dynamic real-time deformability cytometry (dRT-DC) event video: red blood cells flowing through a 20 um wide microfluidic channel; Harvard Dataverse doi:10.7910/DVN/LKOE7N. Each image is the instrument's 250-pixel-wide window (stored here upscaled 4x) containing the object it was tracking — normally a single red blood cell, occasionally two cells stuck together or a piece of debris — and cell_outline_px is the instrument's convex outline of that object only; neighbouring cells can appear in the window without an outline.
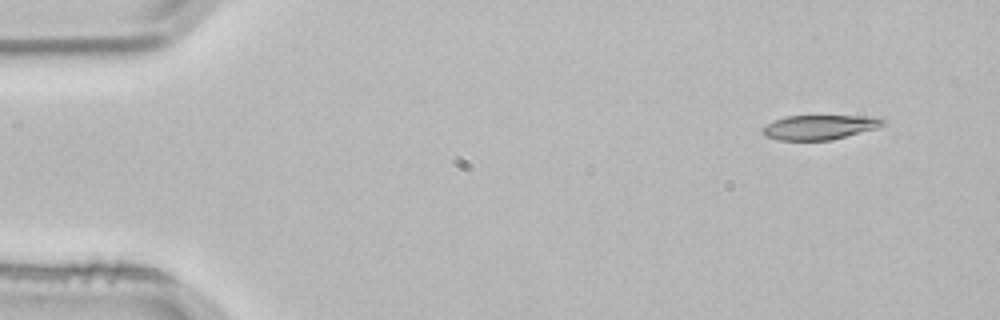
{"species": "common noctule bat (a hibernating species)", "species_latin": "Nyctalus noctula", "temperature_condition": "room temperature", "stored_images_in_passage": 2, "camera_frame_rate_fps": 3000, "um_per_image_px": 0.085, "animal": {"sex": "male", "body_mass_g": 21.5, "forearm_length_mm": 52.0}, "frame": {"image": 1, "passage_image": 1, "time_ms": 0.0, "image_size_px": [1000, 320], "cell_outline_px": [[888, 124], [876, 128], [832, 140], [776, 140], [764, 136], [760, 132], [760, 128], [784, 116], [884, 116], [888, 120]], "centroid_in_image_um": [69.72, 10.8], "position_along_channel_um": 15.3, "area_um2": 17.63}}